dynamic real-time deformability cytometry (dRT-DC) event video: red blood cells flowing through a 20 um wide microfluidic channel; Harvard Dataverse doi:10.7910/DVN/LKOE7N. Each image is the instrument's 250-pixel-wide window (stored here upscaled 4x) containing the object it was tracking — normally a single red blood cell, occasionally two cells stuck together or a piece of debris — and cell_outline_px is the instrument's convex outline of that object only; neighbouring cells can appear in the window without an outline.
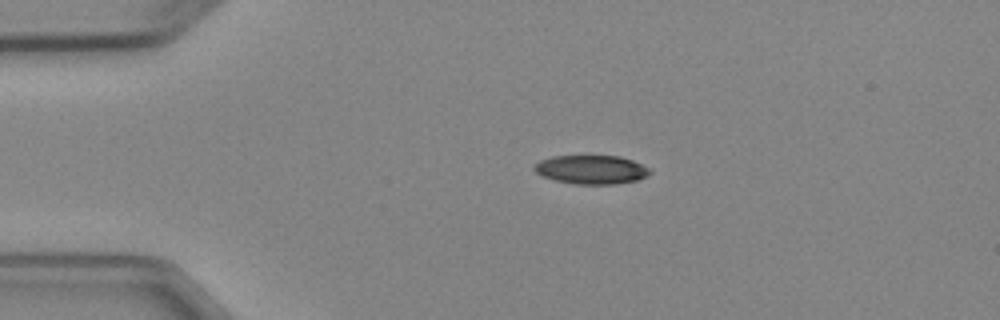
{"species": "Egyptian fruit bat (a non-hibernating species)", "species_latin": "Rousettus aegyptiacus", "temperature_condition": "cold", "stored_images_in_passage": 2, "camera_frame_rate_fps": 3000, "um_per_image_px": 0.085, "animal": {"sex": "female"}, "frame": {"image": 1, "passage_image": 1, "time_ms": 0.0, "image_size_px": [1000, 320], "cell_outline_px": [[652, 172], [648, 176], [636, 180], [616, 184], [576, 184], [556, 180], [544, 176], [536, 172], [532, 168], [540, 160], [552, 156], [620, 156], [632, 160], [648, 168]], "centroid_in_image_um": [50.27, 14.41], "position_along_channel_um": 34.7, "area_um2": 19.25}}